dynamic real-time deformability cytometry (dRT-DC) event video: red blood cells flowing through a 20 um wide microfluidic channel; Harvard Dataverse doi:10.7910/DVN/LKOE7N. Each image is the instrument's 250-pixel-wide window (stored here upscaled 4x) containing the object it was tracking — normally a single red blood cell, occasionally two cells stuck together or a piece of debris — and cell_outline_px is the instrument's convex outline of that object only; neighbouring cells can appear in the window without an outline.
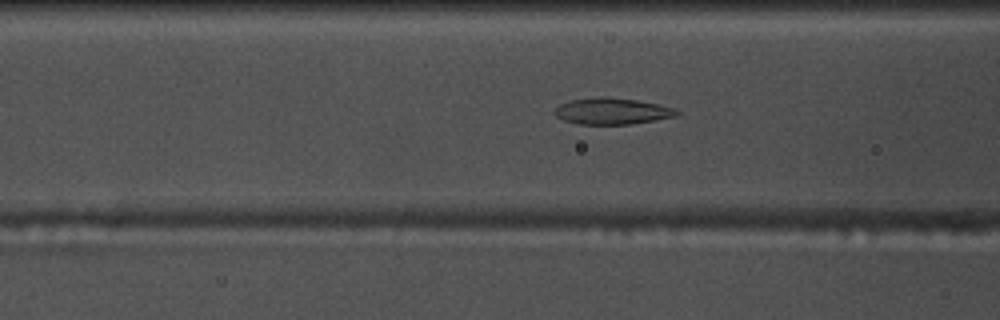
{"species": "common noctule bat (a hibernating species)", "species_latin": "Nyctalus noctula", "temperature_condition": "warm", "stored_images_in_passage": 39, "camera_frame_rate_fps": 3000, "um_per_image_px": 0.085, "animal": {"sex": "male", "body_mass_g": 17.5, "forearm_length_mm": 52.3}, "frame": {"image": 1, "passage_image": 5, "time_ms": 1.333, "image_size_px": [1000, 320], "cell_outline_px": [[680, 112], [676, 116], [632, 124], [580, 124], [564, 120], [556, 116], [556, 108], [560, 104], [572, 100], [596, 96], [604, 96], [636, 100], [676, 108]], "centroid_in_image_um": [52.04, 9.44], "position_along_channel_um": 114.6, "area_um2": 18.61}}
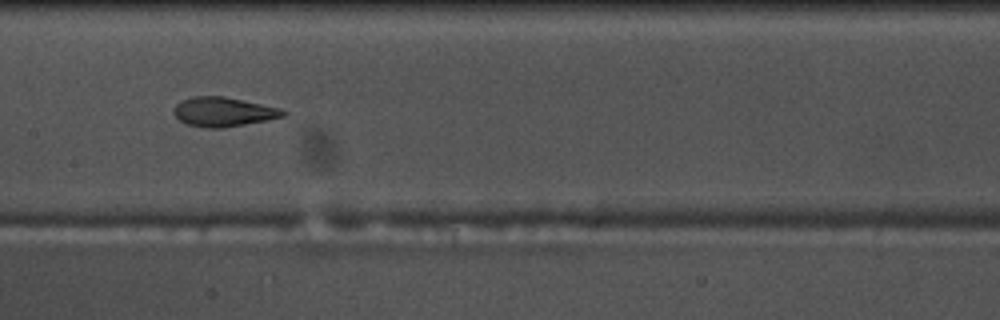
{"frame": {"image": 2, "passage_image": 11, "time_ms": 3.333, "image_size_px": [1000, 320], "cell_outline_px": [[288, 112], [284, 116], [224, 128], [208, 128], [188, 124], [180, 120], [172, 112], [176, 104], [180, 100], [192, 96], [224, 96], [280, 108]], "centroid_in_image_um": [18.95, 9.49], "position_along_channel_um": 188.4, "area_um2": 18.55}}
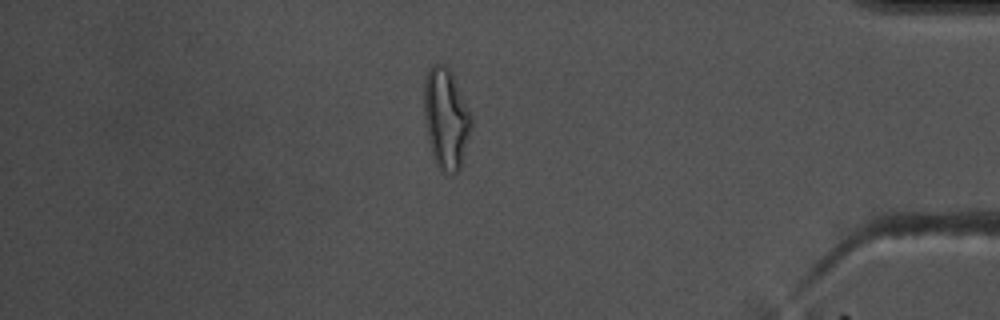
{"frame": {"image": 3, "passage_image": 31, "time_ms": 10.0, "image_size_px": [1000, 320], "cell_outline_px": [[472, 128], [460, 168], [452, 176], [444, 172], [436, 164], [428, 140], [424, 116], [424, 80], [428, 68], [432, 64], [444, 64], [452, 72], [472, 116]], "centroid_in_image_um": [37.91, 10.06], "position_along_channel_um": 397.3, "area_um2": 27.92}, "authors_computed_cell_mechanics": {"area_um2": 18.8428, "velocity_mm_per_s": 3.6982, "shape_relaxation_time_tau1_ms": 9.0075, "shape_relaxation_time_tau2_ms": 1.7806, "deformation_change_tau1": 0.28, "deformation_change_tau2": 0.093}}